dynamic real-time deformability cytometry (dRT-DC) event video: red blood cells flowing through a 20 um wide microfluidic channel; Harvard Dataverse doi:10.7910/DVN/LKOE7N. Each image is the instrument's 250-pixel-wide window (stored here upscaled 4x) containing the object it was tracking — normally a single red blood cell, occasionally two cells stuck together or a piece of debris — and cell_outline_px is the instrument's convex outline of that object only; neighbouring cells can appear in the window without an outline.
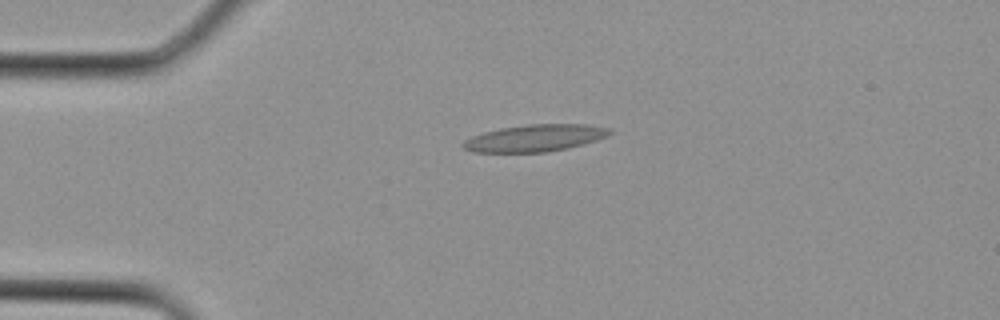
{"species": "Egyptian fruit bat (a non-hibernating species)", "species_latin": "Rousettus aegyptiacus", "temperature_condition": "cold", "stored_images_in_passage": 2, "camera_frame_rate_fps": 3000, "um_per_image_px": 0.085, "animal": {"sex": "female"}, "frame": {"image": 1, "passage_image": 2, "time_ms": 0.333, "image_size_px": [1000, 320], "cell_outline_px": [[612, 132], [608, 136], [584, 144], [568, 148], [548, 152], [472, 152], [464, 148], [460, 144], [464, 140], [472, 136], [484, 132], [500, 128], [528, 124], [588, 124], [612, 128]], "centroid_in_image_um": [45.49, 11.73], "position_along_channel_um": 39.5, "area_um2": 23.24}}